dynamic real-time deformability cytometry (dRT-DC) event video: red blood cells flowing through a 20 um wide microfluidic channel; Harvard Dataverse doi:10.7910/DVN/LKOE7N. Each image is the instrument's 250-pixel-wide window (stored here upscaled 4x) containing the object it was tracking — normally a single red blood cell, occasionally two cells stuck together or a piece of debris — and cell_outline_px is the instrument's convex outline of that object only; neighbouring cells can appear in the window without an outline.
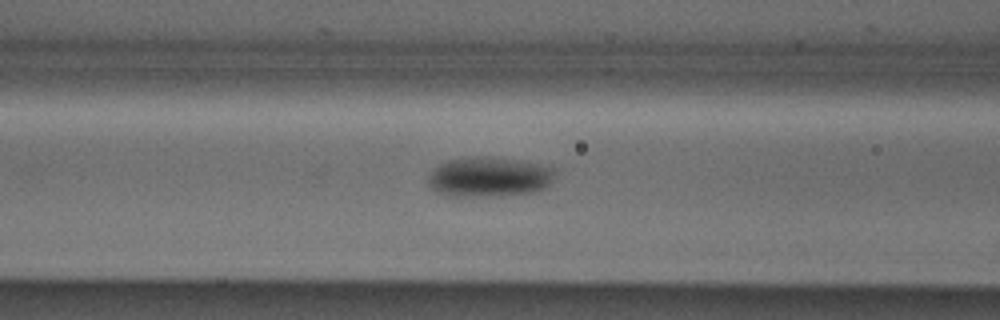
{"species": "Egyptian fruit bat (a non-hibernating species)", "species_latin": "Rousettus aegyptiacus", "temperature_condition": "cold", "stored_images_in_passage": 32, "camera_frame_rate_fps": 3000, "um_per_image_px": 0.085, "animal": {"sex": "male"}, "frame": {"image": 1, "passage_image": 11, "time_ms": 3.333, "image_size_px": [1000, 320], "cell_outline_px": [[556, 172], [552, 180], [544, 188], [536, 192], [488, 196], [448, 196], [436, 192], [428, 184], [428, 176], [432, 168], [448, 160], [472, 156], [492, 156], [540, 164], [556, 168]], "centroid_in_image_um": [41.55, 15.03], "position_along_channel_um": 125.0, "area_um2": 29.77}}
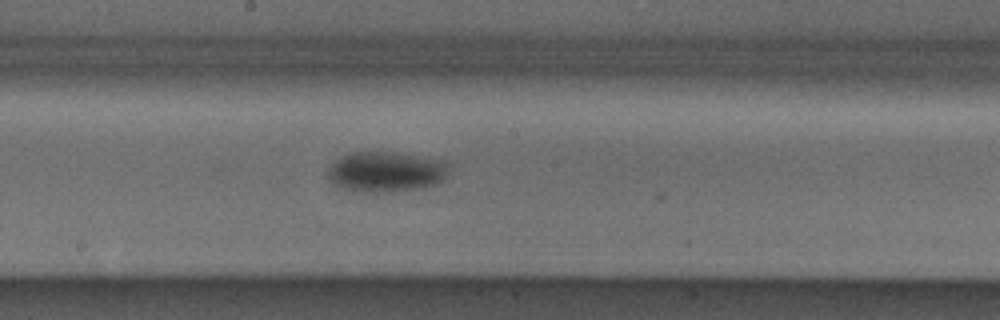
{"frame": {"image": 2, "passage_image": 18, "time_ms": 5.667, "image_size_px": [1000, 320], "cell_outline_px": [[448, 168], [444, 176], [436, 184], [424, 188], [376, 192], [352, 192], [332, 184], [328, 180], [328, 168], [336, 160], [352, 152], [384, 152], [440, 160], [448, 164]], "centroid_in_image_um": [32.72, 14.63], "position_along_channel_um": 215.5, "area_um2": 27.98}}
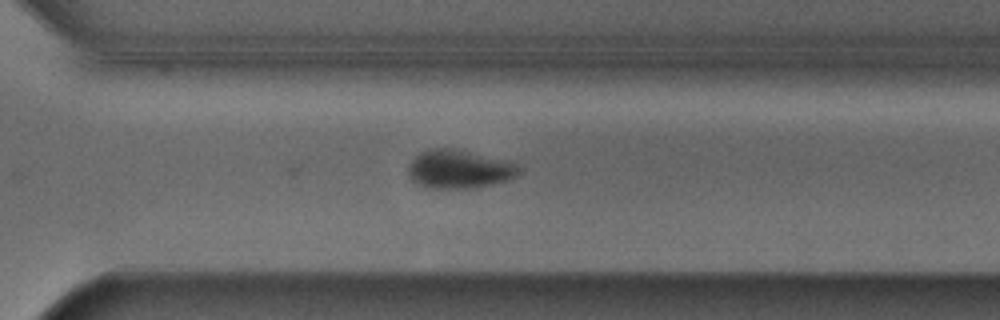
{"frame": {"image": 3, "passage_image": 27, "time_ms": 8.667, "image_size_px": [1000, 320], "cell_outline_px": [[516, 176], [508, 180], [472, 188], [424, 188], [412, 180], [408, 176], [408, 164], [420, 152], [428, 148], [456, 148], [516, 160]], "centroid_in_image_um": [39.02, 14.34], "position_along_channel_um": 331.6, "area_um2": 25.37}, "authors_computed_cell_mechanics": {"area_um2": 26.9348, "velocity_mm_per_s": 3.8843, "shape_relaxation_time_tau1_ms": 2.8587, "shape_relaxation_time_tau2_ms": null, "deformation_change_tau1": 0.0826, "deformation_change_tau2": null}}